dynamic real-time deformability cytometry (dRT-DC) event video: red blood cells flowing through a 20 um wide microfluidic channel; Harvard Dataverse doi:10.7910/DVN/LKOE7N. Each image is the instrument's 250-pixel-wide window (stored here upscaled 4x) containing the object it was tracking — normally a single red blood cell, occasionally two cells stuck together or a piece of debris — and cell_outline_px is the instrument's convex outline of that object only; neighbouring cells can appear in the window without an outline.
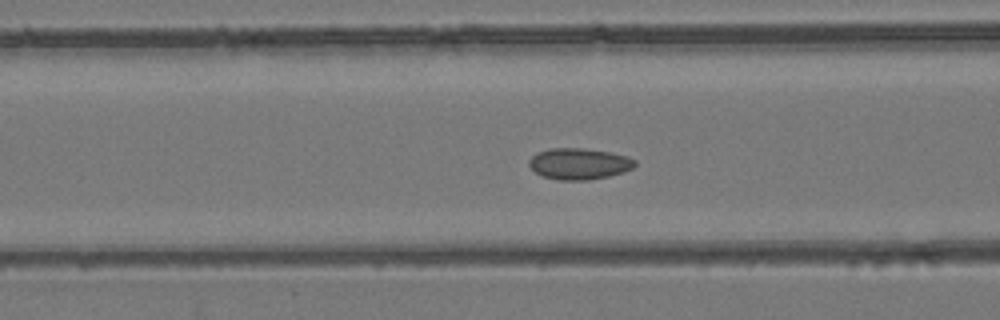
{"species": "common noctule bat (a hibernating species)", "species_latin": "Nyctalus noctula", "temperature_condition": "room temperature", "stored_images_in_passage": 54, "camera_frame_rate_fps": 3000, "um_per_image_px": 0.085, "animal": {"sex": "female", "body_mass_g": 24.6, "forearm_length_mm": 56.2}, "frame": {"image": 1, "passage_image": 22, "time_ms": 7.0, "image_size_px": [1000, 320], "cell_outline_px": [[636, 164], [632, 168], [624, 172], [608, 176], [588, 180], [560, 180], [544, 176], [536, 172], [528, 164], [528, 160], [536, 152], [552, 148], [580, 148], [612, 152], [628, 156], [636, 160]], "centroid_in_image_um": [49.24, 13.91], "position_along_channel_um": 117.4, "area_um2": 19.31}}
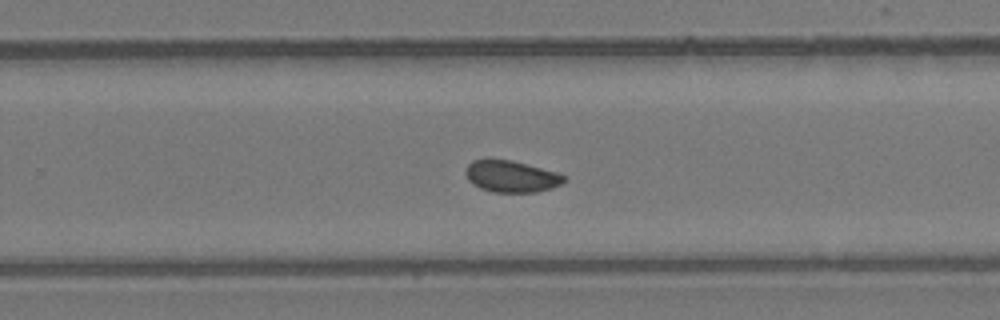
{"frame": {"image": 2, "passage_image": 35, "time_ms": 11.333, "image_size_px": [1000, 320], "cell_outline_px": [[568, 180], [552, 188], [536, 192], [492, 192], [480, 188], [472, 184], [468, 180], [464, 172], [468, 164], [472, 160], [512, 160], [556, 172], [568, 176]], "centroid_in_image_um": [43.47, 15.0], "position_along_channel_um": 286.3, "area_um2": 18.21}}
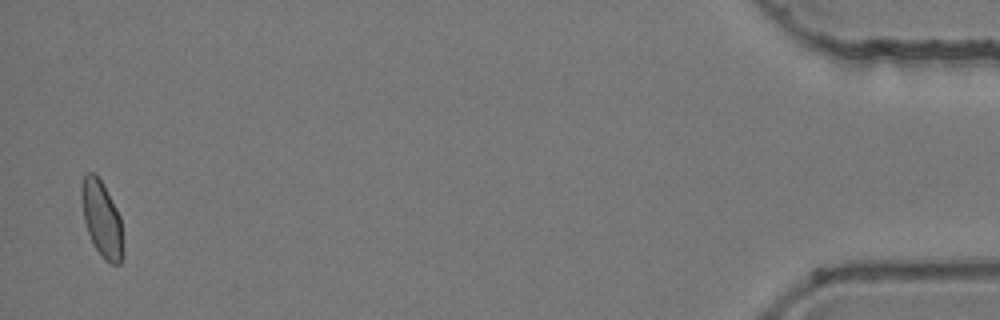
{"frame": {"image": 3, "passage_image": 53, "time_ms": 17.333, "image_size_px": [1000, 320], "cell_outline_px": [[124, 256], [120, 264], [112, 264], [104, 260], [100, 256], [88, 232], [84, 220], [80, 192], [80, 188], [84, 176], [88, 172], [96, 172], [116, 208], [120, 216], [124, 248]], "centroid_in_image_um": [8.66, 18.64], "position_along_channel_um": 426.5, "area_um2": 18.5}, "authors_computed_cell_mechanics": {"area_um2": 18.6405, "velocity_mm_per_s": 3.9017, "shape_relaxation_time_tau1_ms": 4.0955, "shape_relaxation_time_tau2_ms": 1.6548, "deformation_change_tau1": 0.0604, "deformation_change_tau2": 0.0501}}